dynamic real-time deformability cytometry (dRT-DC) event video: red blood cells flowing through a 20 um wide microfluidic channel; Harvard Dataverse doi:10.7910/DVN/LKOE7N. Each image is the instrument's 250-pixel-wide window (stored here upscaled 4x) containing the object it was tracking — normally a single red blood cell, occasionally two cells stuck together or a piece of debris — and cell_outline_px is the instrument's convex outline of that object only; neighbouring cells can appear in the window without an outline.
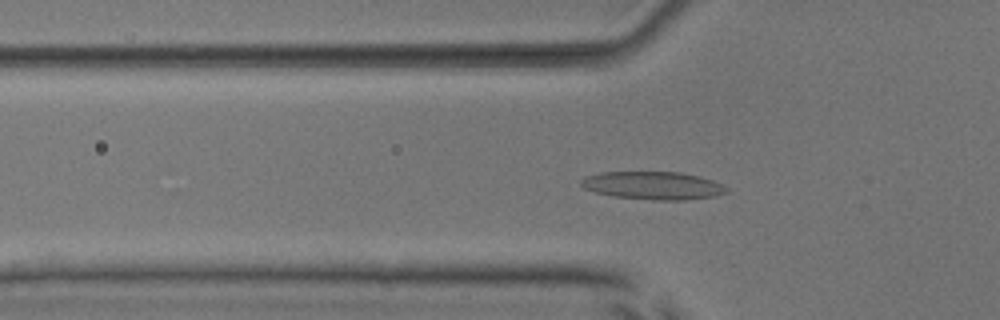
{"species": "common noctule bat (a hibernating species)", "species_latin": "Nyctalus noctula", "temperature_condition": "room temperature", "stored_images_in_passage": 43, "camera_frame_rate_fps": 3000, "um_per_image_px": 0.085, "animal": {"sex": "male", "body_mass_g": 17.9, "forearm_length_mm": 54.2}, "frame": {"image": 1, "passage_image": 18, "time_ms": 5.667, "image_size_px": [1000, 320], "cell_outline_px": [[728, 192], [716, 196], [684, 200], [652, 200], [612, 196], [596, 192], [584, 188], [580, 184], [580, 180], [588, 176], [600, 172], [680, 172], [700, 176], [712, 180], [728, 188]], "centroid_in_image_um": [55.52, 15.77], "position_along_channel_um": 70.3, "area_um2": 23.7}}
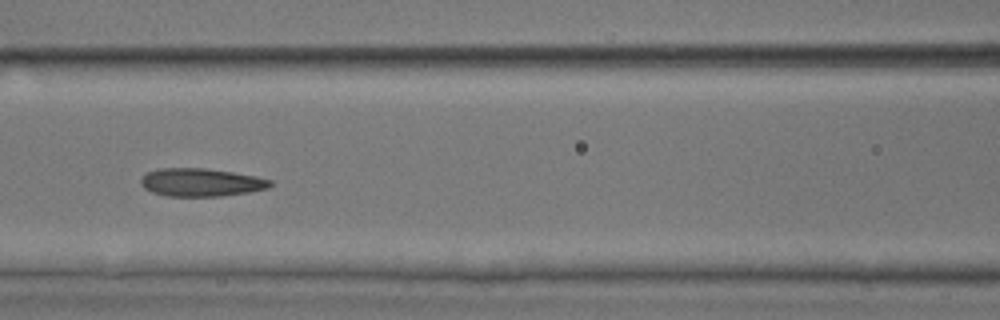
{"frame": {"image": 2, "passage_image": 24, "time_ms": 7.667, "image_size_px": [1000, 320], "cell_outline_px": [[272, 184], [268, 188], [248, 192], [220, 196], [168, 196], [152, 192], [144, 188], [140, 184], [140, 180], [148, 172], [160, 168], [208, 168], [256, 176], [272, 180]], "centroid_in_image_um": [17.09, 15.5], "position_along_channel_um": 149.5, "area_um2": 21.1}}
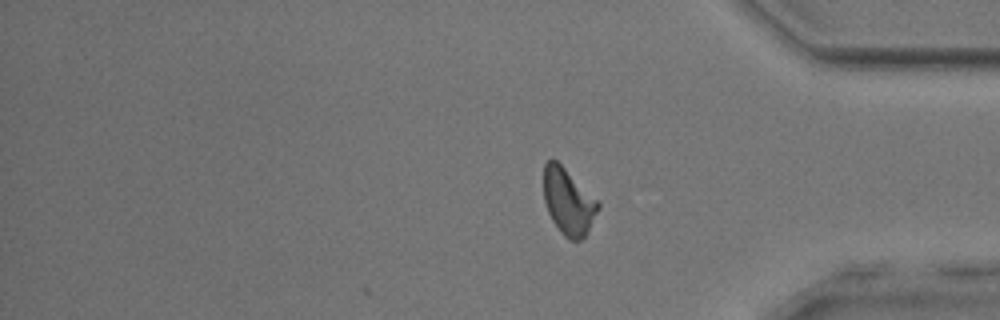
{"frame": {"image": 3, "passage_image": 43, "time_ms": 14.0, "image_size_px": [1000, 320], "cell_outline_px": [[600, 208], [584, 236], [580, 240], [572, 240], [564, 236], [560, 232], [552, 220], [548, 212], [544, 200], [544, 164], [552, 156], [600, 204]], "centroid_in_image_um": [48.27, 17.14], "position_along_channel_um": 386.9, "area_um2": 20.52}, "authors_computed_cell_mechanics": {"area_um2": 21.4438, "velocity_mm_per_s": 3.9692, "shape_relaxation_time_tau1_ms": 8.1805, "shape_relaxation_time_tau2_ms": 2.2682, "deformation_change_tau1": 0.1598, "deformation_change_tau2": 0.0971}}